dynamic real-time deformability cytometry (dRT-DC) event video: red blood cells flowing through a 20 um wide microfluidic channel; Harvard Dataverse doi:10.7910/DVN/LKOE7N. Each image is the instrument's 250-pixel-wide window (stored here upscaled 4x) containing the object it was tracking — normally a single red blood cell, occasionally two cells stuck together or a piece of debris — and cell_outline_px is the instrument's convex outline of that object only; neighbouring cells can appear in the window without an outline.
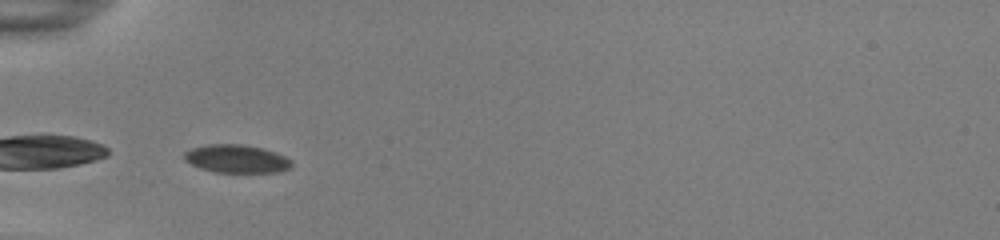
{"species": "common noctule bat (a hibernating species)", "species_latin": "Nyctalus noctula", "temperature_condition": "room temperature", "stored_images_in_passage": 36, "camera_frame_rate_fps": 3000, "um_per_image_px": 0.085, "animal": {"sex": "female", "body_mass_g": 22.0, "forearm_length_mm": 56.7}, "frame": {"image": 1, "passage_image": 1, "time_ms": 0.0, "image_size_px": [1000, 240], "cell_outline_px": [[292, 168], [280, 172], [212, 172], [200, 168], [184, 160], [184, 152], [192, 148], [208, 144], [240, 144], [264, 148], [276, 152], [292, 160]], "centroid_in_image_um": [20.13, 13.5], "position_along_channel_um": 64.9, "area_um2": 17.74}}
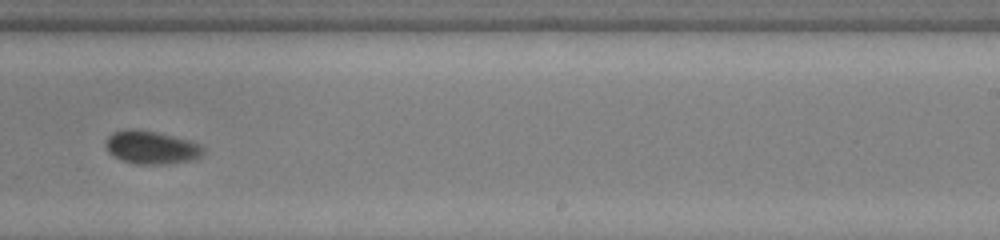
{"frame": {"image": 2, "passage_image": 18, "time_ms": 5.667, "image_size_px": [1000, 240], "cell_outline_px": [[208, 148], [196, 160], [164, 164], [136, 164], [120, 160], [108, 152], [104, 144], [108, 136], [112, 132], [128, 128], [136, 128], [156, 132], [204, 144]], "centroid_in_image_um": [12.89, 12.53], "position_along_channel_um": 276.1, "area_um2": 19.31}}
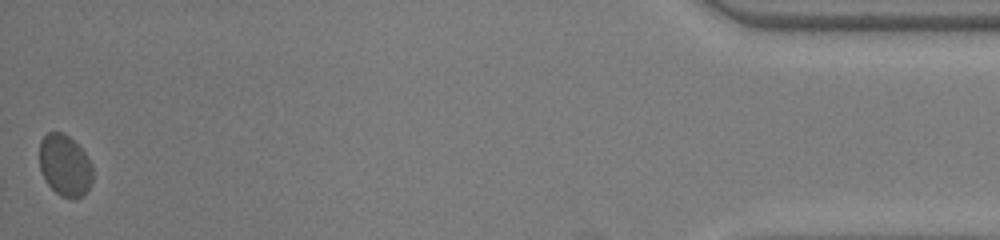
{"frame": {"image": 3, "passage_image": 36, "time_ms": 11.667, "image_size_px": [1000, 240], "cell_outline_px": [[92, 184], [88, 192], [84, 196], [76, 200], [72, 200], [60, 196], [48, 184], [40, 168], [40, 140], [48, 132], [64, 132], [84, 152], [92, 164]], "centroid_in_image_um": [5.54, 14.11], "position_along_channel_um": 429.7, "area_um2": 19.31}, "authors_computed_cell_mechanics": {"area_um2": 18.6694, "velocity_mm_per_s": 3.8268, "shape_relaxation_time_tau1_ms": 4.6451, "shape_relaxation_time_tau2_ms": null, "deformation_change_tau1": 0.0816, "deformation_change_tau2": null}}